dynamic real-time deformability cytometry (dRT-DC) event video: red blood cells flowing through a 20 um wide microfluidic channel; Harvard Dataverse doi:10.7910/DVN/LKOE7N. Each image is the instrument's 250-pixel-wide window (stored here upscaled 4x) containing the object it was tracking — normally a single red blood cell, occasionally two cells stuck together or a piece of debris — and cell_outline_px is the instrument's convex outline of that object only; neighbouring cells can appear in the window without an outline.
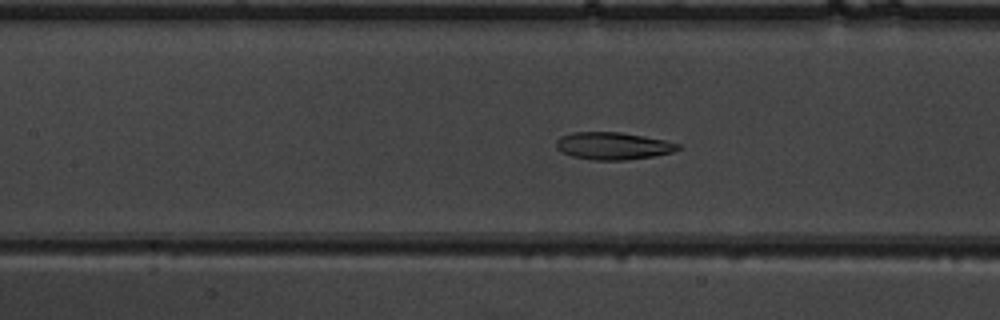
{"species": "common noctule bat (a hibernating species)", "species_latin": "Nyctalus noctula", "temperature_condition": "warm", "stored_images_in_passage": 50, "camera_frame_rate_fps": 3000, "um_per_image_px": 0.085, "animal": {"sex": "male", "body_mass_g": 19.5, "forearm_length_mm": 54.6}, "frame": {"image": 1, "passage_image": 23, "time_ms": 7.333, "image_size_px": [1000, 320], "cell_outline_px": [[680, 148], [672, 152], [652, 156], [624, 160], [592, 160], [572, 156], [556, 148], [556, 140], [560, 136], [572, 132], [620, 132], [644, 136], [664, 140], [680, 144]], "centroid_in_image_um": [52.08, 12.39], "position_along_channel_um": 155.3, "area_um2": 19.31}}
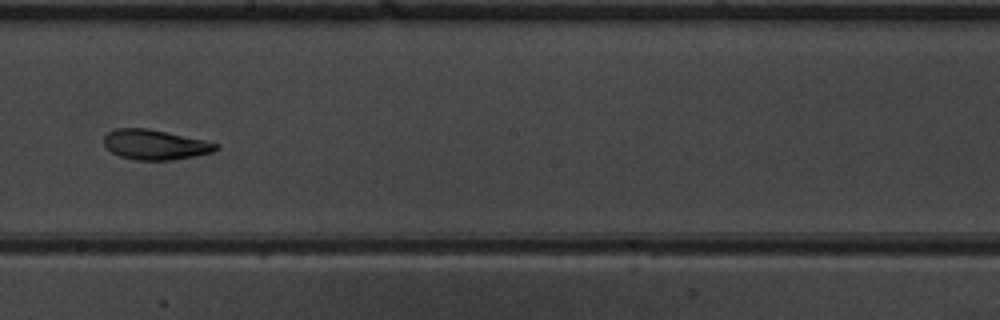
{"frame": {"image": 2, "passage_image": 29, "time_ms": 9.333, "image_size_px": [1000, 320], "cell_outline_px": [[220, 148], [212, 152], [196, 156], [172, 160], [136, 160], [120, 156], [112, 152], [104, 144], [104, 136], [108, 132], [116, 128], [148, 128], [204, 140], [220, 144]], "centroid_in_image_um": [13.2, 12.29], "position_along_channel_um": 235.0, "area_um2": 19.59}}
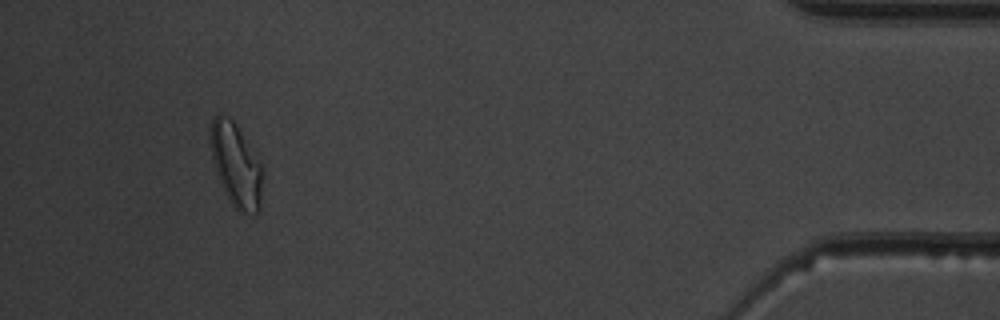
{"frame": {"image": 3, "passage_image": 47, "time_ms": 15.333, "image_size_px": [1000, 320], "cell_outline_px": [[260, 208], [256, 216], [240, 212], [232, 204], [216, 172], [212, 160], [208, 140], [208, 132], [212, 120], [216, 112], [228, 116], [236, 124], [260, 164]], "centroid_in_image_um": [19.99, 13.98], "position_along_channel_um": 415.2, "area_um2": 24.97}, "authors_computed_cell_mechanics": {"area_um2": 20.9525, "velocity_mm_per_s": 4.004, "shape_relaxation_time_tau1_ms": 10.0423, "shape_relaxation_time_tau2_ms": 2.5221, "deformation_change_tau1": 0.2608, "deformation_change_tau2": 0.0937}}